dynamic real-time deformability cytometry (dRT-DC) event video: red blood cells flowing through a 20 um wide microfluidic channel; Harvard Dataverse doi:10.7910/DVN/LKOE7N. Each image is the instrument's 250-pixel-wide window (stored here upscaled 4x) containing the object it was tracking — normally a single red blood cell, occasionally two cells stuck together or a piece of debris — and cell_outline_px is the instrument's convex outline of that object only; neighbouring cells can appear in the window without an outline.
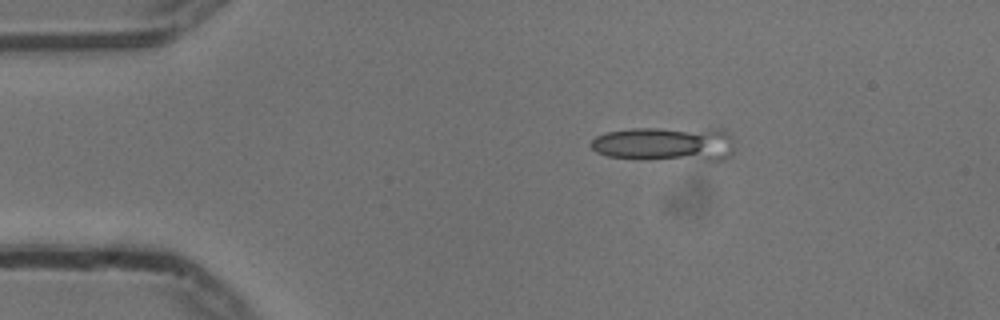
{"species": "common noctule bat (a hibernating species)", "species_latin": "Nyctalus noctula", "temperature_condition": "cold", "stored_images_in_passage": 13, "camera_frame_rate_fps": 3000, "um_per_image_px": 0.085, "animal": {"sex": "male", "body_mass_g": 13.3}, "frame": {"image": 1, "passage_image": 1, "time_ms": 0.0, "image_size_px": [1000, 320], "cell_outline_px": [[732, 156], [724, 160], [708, 164], [640, 160], [608, 156], [596, 152], [588, 144], [596, 136], [604, 132], [632, 128], [724, 128], [732, 132]], "centroid_in_image_um": [56.66, 12.29], "position_along_channel_um": 28.3, "area_um2": 31.15}}
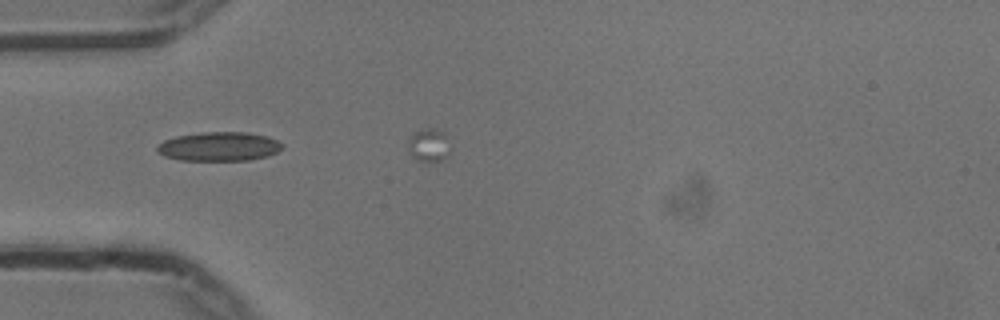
{"frame": {"image": 2, "passage_image": 8, "time_ms": 2.333, "image_size_px": [1000, 320], "cell_outline_px": [[284, 144], [276, 152], [268, 156], [248, 160], [180, 160], [164, 156], [156, 148], [164, 140], [176, 136], [204, 132], [248, 132], [268, 136]], "centroid_in_image_um": [18.64, 12.44], "position_along_channel_um": 66.4, "area_um2": 21.04}}
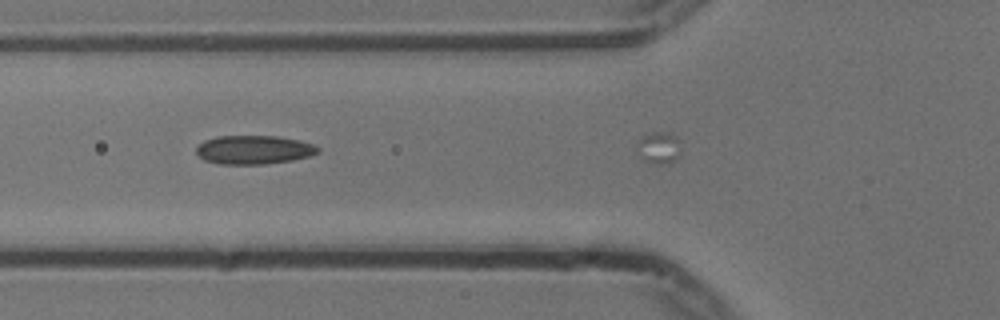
{"frame": {"image": 3, "passage_image": 11, "time_ms": 3.333, "image_size_px": [1000, 320], "cell_outline_px": [[320, 152], [308, 156], [292, 160], [264, 164], [220, 164], [204, 160], [196, 152], [196, 148], [204, 140], [216, 136], [276, 136], [300, 140], [312, 144], [320, 148]], "centroid_in_image_um": [21.57, 12.73], "position_along_channel_um": 104.2, "area_um2": 20.35}}